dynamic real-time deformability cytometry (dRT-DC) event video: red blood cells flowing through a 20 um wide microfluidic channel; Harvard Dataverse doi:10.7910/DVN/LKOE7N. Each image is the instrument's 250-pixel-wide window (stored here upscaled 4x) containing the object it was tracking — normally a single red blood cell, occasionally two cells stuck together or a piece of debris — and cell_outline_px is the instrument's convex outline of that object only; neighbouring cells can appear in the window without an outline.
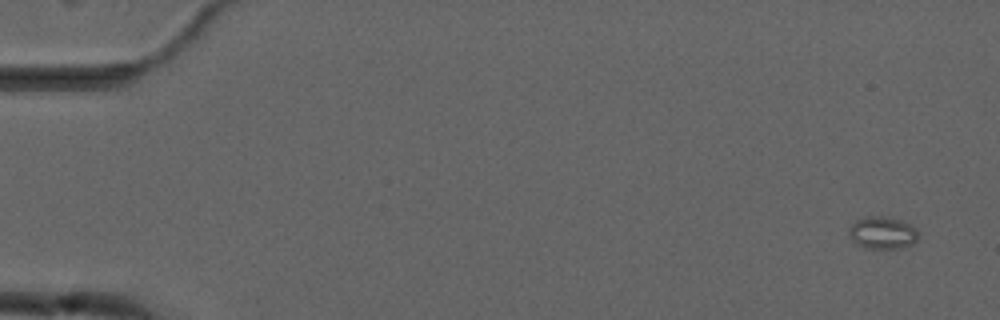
{"species": "common noctule bat (a hibernating species)", "species_latin": "Nyctalus noctula", "temperature_condition": "cold", "stored_images_in_passage": 5, "camera_frame_rate_fps": 3000, "um_per_image_px": 0.085, "animal": {"sex": "male", "forearm_length_mm": 52.5}, "frame": {"image": 1, "passage_image": 1, "time_ms": 0.0, "image_size_px": [1000, 320], "cell_outline_px": [[916, 240], [912, 244], [900, 248], [864, 248], [856, 244], [852, 240], [848, 232], [848, 228], [856, 220], [868, 216], [888, 216], [900, 220], [916, 228]], "centroid_in_image_um": [74.96, 19.78], "position_along_channel_um": 10.0, "area_um2": 13.01}}
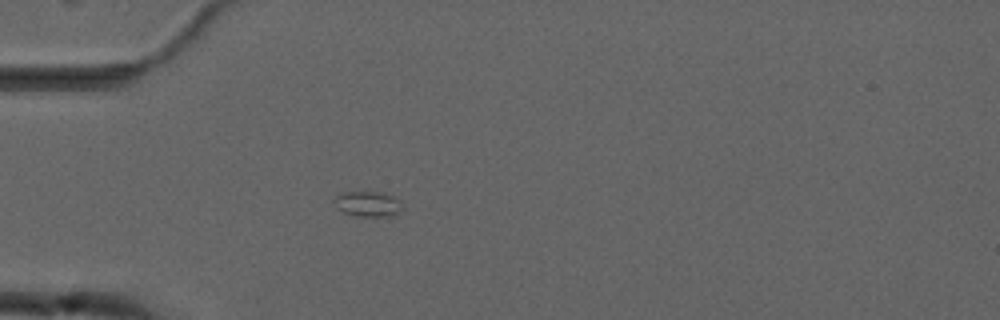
{"frame": {"image": 2, "passage_image": 5, "time_ms": 4.667, "image_size_px": [1000, 320], "cell_outline_px": [[404, 208], [400, 212], [392, 216], [356, 216], [344, 212], [336, 208], [332, 200], [336, 196], [344, 192], [388, 192], [400, 200]], "centroid_in_image_um": [31.31, 17.33], "position_along_channel_um": 53.7, "area_um2": 10.35}}